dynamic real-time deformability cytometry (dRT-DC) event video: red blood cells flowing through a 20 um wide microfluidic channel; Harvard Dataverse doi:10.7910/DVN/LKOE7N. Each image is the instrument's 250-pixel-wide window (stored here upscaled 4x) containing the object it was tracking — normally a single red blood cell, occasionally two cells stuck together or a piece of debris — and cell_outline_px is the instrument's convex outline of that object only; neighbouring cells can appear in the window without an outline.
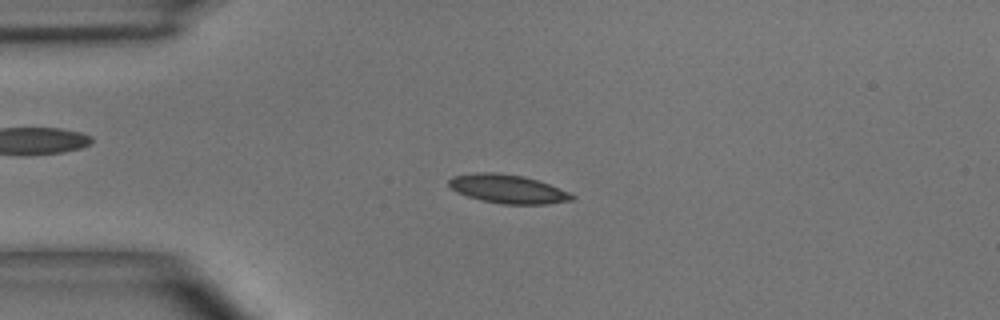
{"species": "common noctule bat (a hibernating species)", "species_latin": "Nyctalus noctula", "temperature_condition": "room temperature", "stored_images_in_passage": 5, "camera_frame_rate_fps": 3000, "um_per_image_px": 0.085, "animal": {"sex": "male", "body_mass_g": 15.6}, "frame": {"image": 1, "passage_image": 4, "time_ms": 3.333, "image_size_px": [1000, 320], "cell_outline_px": [[576, 196], [572, 200], [548, 204], [500, 204], [480, 200], [468, 196], [452, 188], [448, 184], [448, 180], [452, 176], [476, 172], [492, 172], [524, 176], [548, 184], [568, 192]], "centroid_in_image_um": [43.15, 16.06], "position_along_channel_um": 41.8, "area_um2": 20.4}}